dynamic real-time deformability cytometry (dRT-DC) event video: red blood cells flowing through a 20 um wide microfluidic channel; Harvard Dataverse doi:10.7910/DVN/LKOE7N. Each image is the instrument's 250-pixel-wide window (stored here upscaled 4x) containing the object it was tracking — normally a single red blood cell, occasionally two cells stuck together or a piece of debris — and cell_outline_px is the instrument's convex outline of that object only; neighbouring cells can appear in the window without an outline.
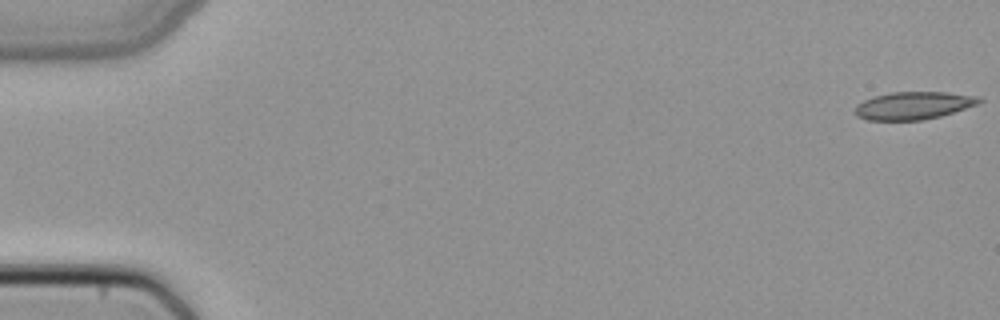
{"species": "common noctule bat (a hibernating species)", "species_latin": "Nyctalus noctula", "temperature_condition": "cold", "stored_images_in_passage": 50, "camera_frame_rate_fps": 3000, "um_per_image_px": 0.085, "animal": {"sex": "female", "body_mass_g": 22.7, "forearm_length_mm": 54.2}, "frame": {"image": 1, "passage_image": 1, "time_ms": 0.0, "image_size_px": [1000, 320], "cell_outline_px": [[984, 100], [976, 104], [940, 116], [924, 120], [868, 120], [856, 116], [856, 104], [872, 96], [892, 92], [944, 92], [980, 96]], "centroid_in_image_um": [77.63, 8.96], "position_along_channel_um": 7.4, "area_um2": 19.94}}
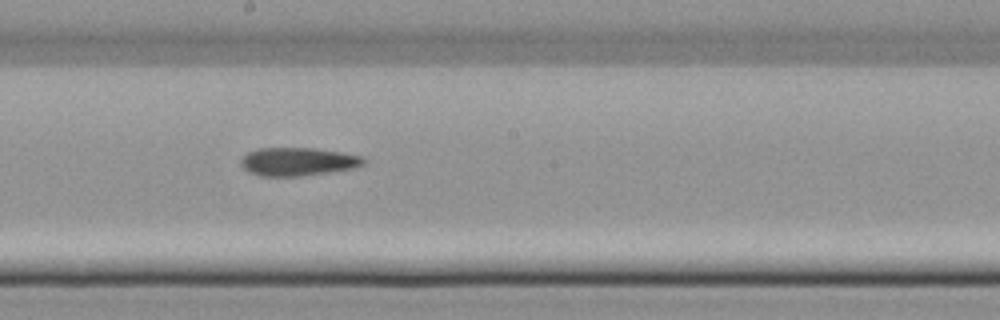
{"frame": {"image": 2, "passage_image": 28, "time_ms": 9.0, "image_size_px": [1000, 320], "cell_outline_px": [[368, 160], [364, 164], [356, 168], [300, 176], [260, 176], [248, 172], [240, 164], [240, 160], [248, 152], [256, 148], [316, 148], [364, 156]], "centroid_in_image_um": [25.34, 13.73], "position_along_channel_um": 222.9, "area_um2": 20.4}}
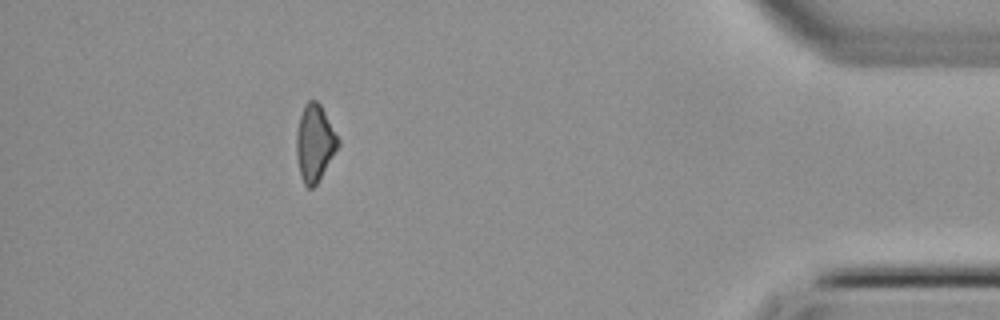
{"frame": {"image": 3, "passage_image": 45, "time_ms": 14.667, "image_size_px": [1000, 320], "cell_outline_px": [[340, 144], [316, 184], [312, 188], [308, 188], [304, 184], [300, 176], [296, 156], [296, 132], [300, 116], [304, 104], [308, 100], [316, 100], [320, 104], [340, 140]], "centroid_in_image_um": [26.73, 12.14], "position_along_channel_um": 408.5, "area_um2": 18.55}}